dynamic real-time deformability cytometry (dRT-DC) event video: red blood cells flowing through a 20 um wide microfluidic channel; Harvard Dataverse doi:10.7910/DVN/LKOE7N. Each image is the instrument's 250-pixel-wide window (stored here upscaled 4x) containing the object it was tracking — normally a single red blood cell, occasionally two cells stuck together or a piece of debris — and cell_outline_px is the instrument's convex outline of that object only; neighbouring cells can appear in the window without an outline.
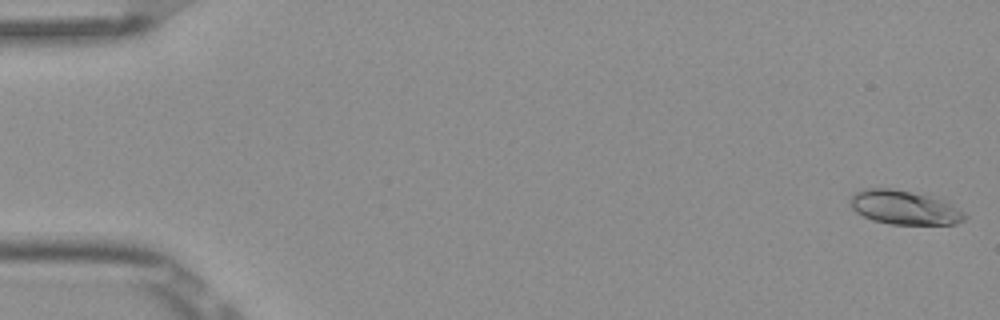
{"species": "Egyptian fruit bat (a non-hibernating species)", "species_latin": "Rousettus aegyptiacus", "temperature_condition": "room temperature", "stored_images_in_passage": 5, "camera_frame_rate_fps": 3000, "um_per_image_px": 0.085, "frame": {"image": 1, "passage_image": 1, "time_ms": 0.0, "image_size_px": [1000, 320], "cell_outline_px": [[968, 216], [964, 220], [956, 224], [892, 224], [872, 220], [856, 212], [848, 204], [852, 196], [856, 192], [864, 188], [892, 188], [928, 196], [940, 200], [964, 212]], "centroid_in_image_um": [76.82, 17.64], "position_along_channel_um": 8.2, "area_um2": 22.37}}
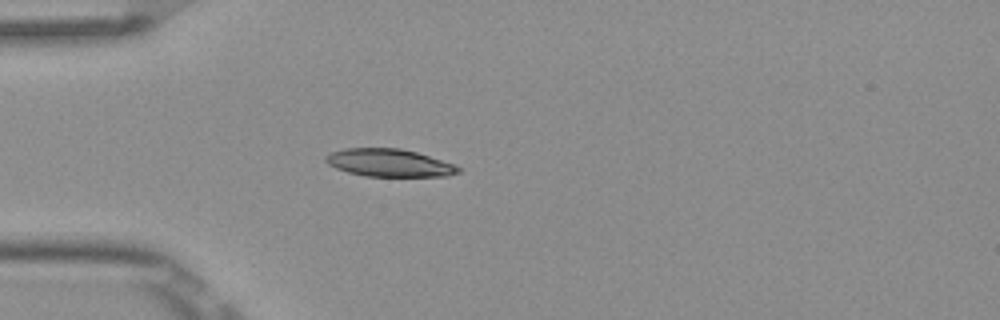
{"frame": {"image": 2, "passage_image": 5, "time_ms": 1.333, "image_size_px": [1000, 320], "cell_outline_px": [[460, 172], [448, 176], [364, 176], [348, 172], [336, 168], [328, 164], [324, 160], [324, 156], [332, 152], [344, 148], [400, 148], [416, 152], [456, 164], [460, 168]], "centroid_in_image_um": [33.08, 13.84], "position_along_channel_um": 51.9, "area_um2": 21.44}}